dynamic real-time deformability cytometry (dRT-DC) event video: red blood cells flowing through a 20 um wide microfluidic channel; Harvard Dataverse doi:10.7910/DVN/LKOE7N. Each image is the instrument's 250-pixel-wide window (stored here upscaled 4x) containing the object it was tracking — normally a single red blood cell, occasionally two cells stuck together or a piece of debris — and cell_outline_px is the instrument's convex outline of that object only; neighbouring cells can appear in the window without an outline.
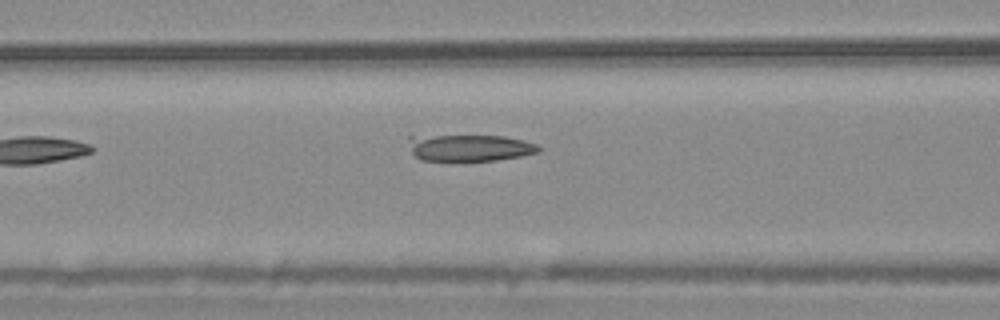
{"species": "common noctule bat (a hibernating species)", "species_latin": "Nyctalus noctula", "temperature_condition": "warm", "stored_images_in_passage": 10, "camera_frame_rate_fps": 3000, "um_per_image_px": 0.085, "animal": {"sex": "male", "body_mass_g": 20.4}, "frame": {"image": 1, "passage_image": 5, "time_ms": 1.333, "image_size_px": [1000, 320], "cell_outline_px": [[540, 152], [520, 156], [496, 160], [420, 160], [412, 152], [408, 136], [504, 136], [524, 140], [536, 144], [540, 148]], "centroid_in_image_um": [39.95, 12.56], "position_along_channel_um": 126.7, "area_um2": 19.88}}